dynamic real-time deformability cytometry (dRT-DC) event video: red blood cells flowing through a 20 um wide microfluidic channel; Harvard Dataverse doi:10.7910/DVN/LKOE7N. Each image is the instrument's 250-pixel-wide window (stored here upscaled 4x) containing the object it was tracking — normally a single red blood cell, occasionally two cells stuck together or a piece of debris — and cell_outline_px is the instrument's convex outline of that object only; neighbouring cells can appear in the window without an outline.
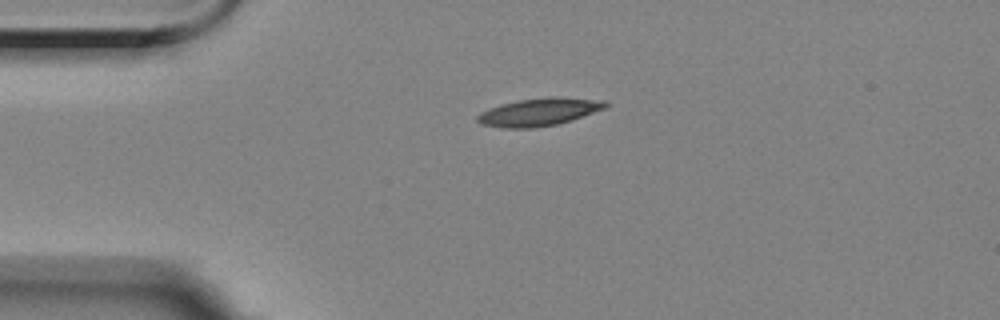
{"species": "Egyptian fruit bat (a non-hibernating species)", "species_latin": "Rousettus aegyptiacus", "temperature_condition": "room temperature", "stored_images_in_passage": 2, "camera_frame_rate_fps": 3000, "um_per_image_px": 0.085, "animal": {"sex": "female"}, "frame": {"image": 1, "passage_image": 1, "time_ms": 0.0, "image_size_px": [1000, 320], "cell_outline_px": [[608, 104], [604, 108], [572, 120], [556, 124], [536, 128], [504, 128], [480, 124], [476, 120], [476, 116], [480, 112], [488, 108], [500, 104], [516, 100], [548, 96], [560, 96], [608, 100]], "centroid_in_image_um": [45.8, 9.5], "position_along_channel_um": 39.2, "area_um2": 21.1}}